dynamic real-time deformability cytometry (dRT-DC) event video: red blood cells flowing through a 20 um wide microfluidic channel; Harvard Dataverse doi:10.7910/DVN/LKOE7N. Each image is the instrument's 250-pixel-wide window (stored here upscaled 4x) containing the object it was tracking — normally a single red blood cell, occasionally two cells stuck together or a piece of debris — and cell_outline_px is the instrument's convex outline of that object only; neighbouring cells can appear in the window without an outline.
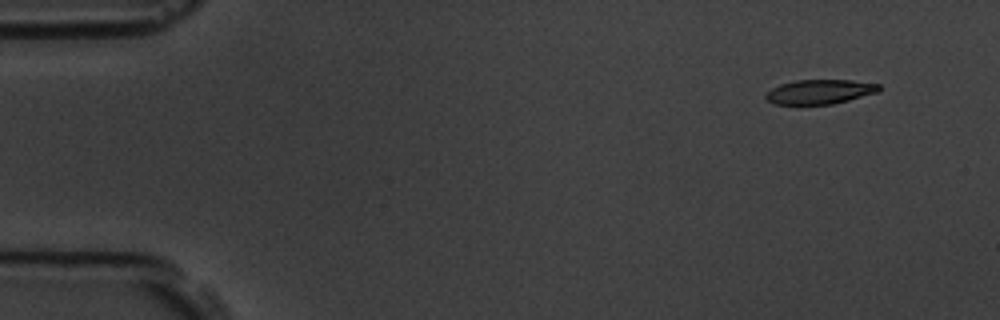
{"species": "common noctule bat (a hibernating species)", "species_latin": "Nyctalus noctula", "temperature_condition": "room temperature", "stored_images_in_passage": 7, "camera_frame_rate_fps": 3000, "um_per_image_px": 0.085, "animal": {"sex": "male", "body_mass_g": 19.5, "forearm_length_mm": 54.6}, "frame": {"image": 1, "passage_image": 1, "time_ms": 0.0, "image_size_px": [1000, 320], "cell_outline_px": [[884, 88], [876, 92], [848, 100], [832, 104], [776, 104], [768, 100], [764, 96], [772, 88], [780, 84], [796, 80], [852, 80], [880, 84]], "centroid_in_image_um": [69.71, 7.79], "position_along_channel_um": 15.3, "area_um2": 16.01}}
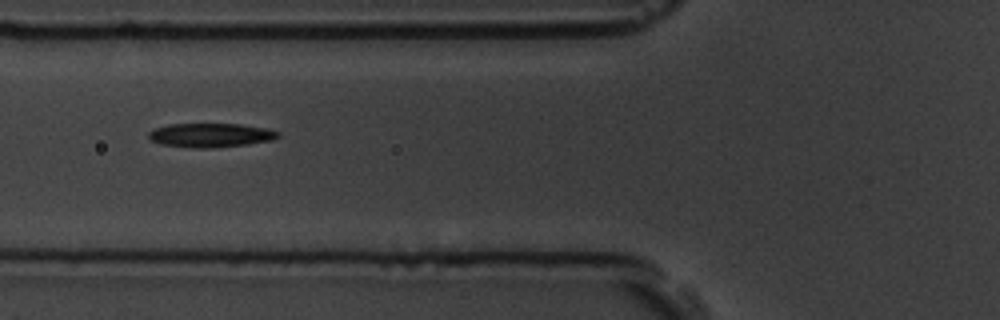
{"frame": {"image": 2, "passage_image": 5, "time_ms": 5.333, "image_size_px": [1000, 320], "cell_outline_px": [[280, 136], [272, 140], [248, 144], [212, 148], [192, 148], [160, 144], [152, 140], [148, 136], [148, 132], [152, 128], [168, 124], [240, 124], [268, 128], [280, 132]], "centroid_in_image_um": [17.9, 11.49], "position_along_channel_um": 107.9, "area_um2": 18.32}}
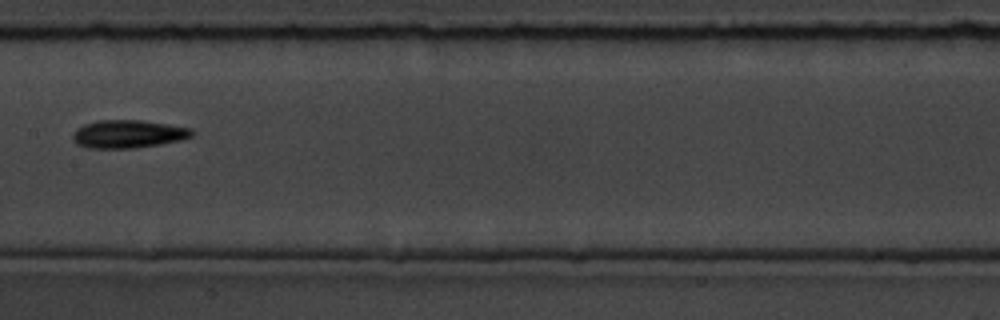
{"frame": {"image": 3, "passage_image": 7, "time_ms": 7.667, "image_size_px": [1000, 320], "cell_outline_px": [[192, 136], [180, 140], [160, 144], [136, 148], [88, 148], [76, 144], [72, 140], [72, 136], [76, 128], [84, 124], [96, 120], [140, 120], [168, 124], [192, 128]], "centroid_in_image_um": [10.85, 11.39], "position_along_channel_um": 196.5, "area_um2": 19.54}}